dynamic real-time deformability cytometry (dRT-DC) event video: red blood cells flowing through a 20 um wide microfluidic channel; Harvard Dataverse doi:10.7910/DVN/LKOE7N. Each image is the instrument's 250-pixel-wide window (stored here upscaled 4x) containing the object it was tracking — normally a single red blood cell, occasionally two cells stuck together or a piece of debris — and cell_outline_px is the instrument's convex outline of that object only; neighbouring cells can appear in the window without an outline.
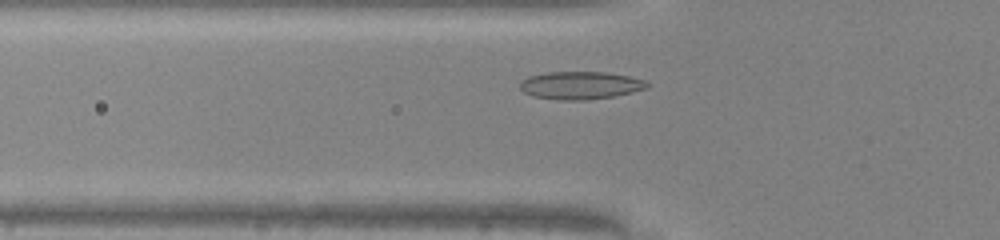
{"species": "common noctule bat (a hibernating species)", "species_latin": "Nyctalus noctula", "temperature_condition": "warm", "stored_images_in_passage": 31, "camera_frame_rate_fps": 3000, "um_per_image_px": 0.085, "animal": {"sex": "male", "body_mass_g": 20.0, "forearm_length_mm": 53.3}, "frame": {"image": 1, "passage_image": 7, "time_ms": 2.0, "image_size_px": [1000, 240], "cell_outline_px": [[648, 88], [632, 92], [612, 96], [584, 100], [556, 100], [532, 96], [524, 92], [520, 88], [520, 80], [528, 76], [548, 72], [604, 72], [628, 76], [648, 80]], "centroid_in_image_um": [49.31, 7.25], "position_along_channel_um": 76.5, "area_um2": 20.63}}
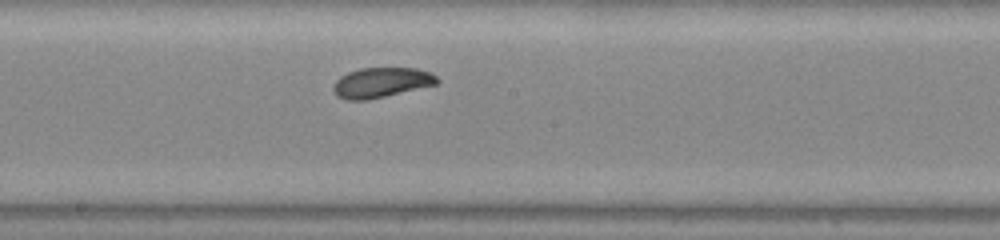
{"frame": {"image": 2, "passage_image": 17, "time_ms": 5.333, "image_size_px": [1000, 240], "cell_outline_px": [[440, 80], [436, 84], [368, 100], [348, 100], [336, 96], [332, 88], [336, 80], [340, 76], [348, 72], [360, 68], [416, 68], [428, 72], [436, 76]], "centroid_in_image_um": [32.37, 7.01], "position_along_channel_um": 215.8, "area_um2": 18.03}}
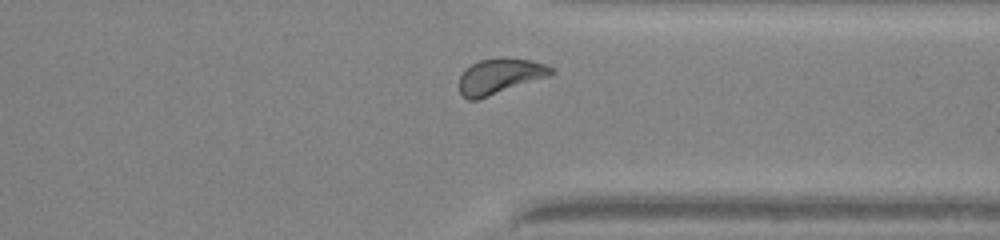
{"frame": {"image": 3, "passage_image": 28, "time_ms": 9.0, "image_size_px": [1000, 240], "cell_outline_px": [[556, 72], [548, 76], [476, 100], [468, 100], [460, 92], [460, 76], [464, 68], [480, 60], [500, 56], [504, 56], [528, 60], [544, 64], [552, 68]], "centroid_in_image_um": [42.46, 6.45], "position_along_channel_um": 368.9, "area_um2": 18.84}, "authors_computed_cell_mechanics": {"area_um2": 18.2648, "velocity_mm_per_s": 4.1706, "shape_relaxation_time_tau1_ms": 3.0351, "shape_relaxation_time_tau2_ms": 2.8912, "deformation_change_tau1": 0.1001, "deformation_change_tau2": 0.0534}}